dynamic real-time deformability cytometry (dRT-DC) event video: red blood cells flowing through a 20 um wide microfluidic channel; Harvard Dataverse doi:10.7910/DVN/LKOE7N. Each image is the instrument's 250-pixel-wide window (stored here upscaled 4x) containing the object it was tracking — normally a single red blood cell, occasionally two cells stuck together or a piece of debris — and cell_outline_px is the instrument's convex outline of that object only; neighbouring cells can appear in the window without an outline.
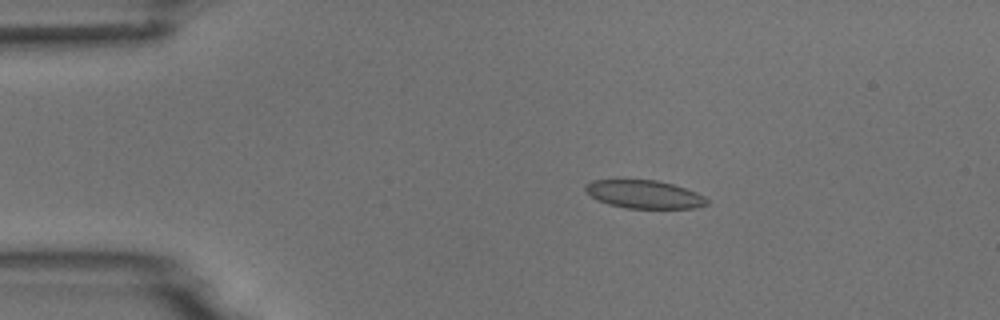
{"species": "common noctule bat (a hibernating species)", "species_latin": "Nyctalus noctula", "temperature_condition": "room temperature", "stored_images_in_passage": 7, "camera_frame_rate_fps": 3000, "um_per_image_px": 0.085, "animal": {"sex": "male", "body_mass_g": 18.8}, "frame": {"image": 1, "passage_image": 3, "time_ms": 2.333, "image_size_px": [1000, 320], "cell_outline_px": [[708, 204], [696, 208], [624, 208], [608, 204], [596, 200], [584, 188], [584, 184], [592, 180], [656, 180], [672, 184], [696, 192], [704, 196], [708, 200]], "centroid_in_image_um": [54.74, 16.52], "position_along_channel_um": 30.3, "area_um2": 19.88}}
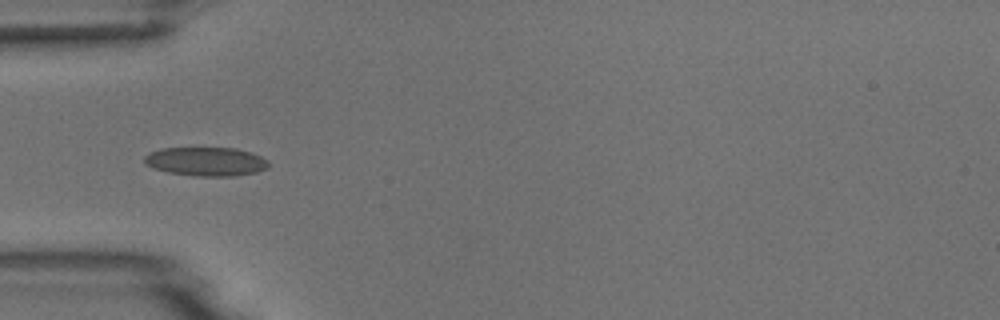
{"frame": {"image": 2, "passage_image": 5, "time_ms": 4.667, "image_size_px": [1000, 320], "cell_outline_px": [[268, 168], [256, 172], [236, 176], [196, 176], [168, 172], [152, 168], [144, 164], [144, 156], [148, 152], [160, 148], [236, 148], [252, 152], [268, 160]], "centroid_in_image_um": [17.49, 13.72], "position_along_channel_um": 67.5, "area_um2": 21.1}}